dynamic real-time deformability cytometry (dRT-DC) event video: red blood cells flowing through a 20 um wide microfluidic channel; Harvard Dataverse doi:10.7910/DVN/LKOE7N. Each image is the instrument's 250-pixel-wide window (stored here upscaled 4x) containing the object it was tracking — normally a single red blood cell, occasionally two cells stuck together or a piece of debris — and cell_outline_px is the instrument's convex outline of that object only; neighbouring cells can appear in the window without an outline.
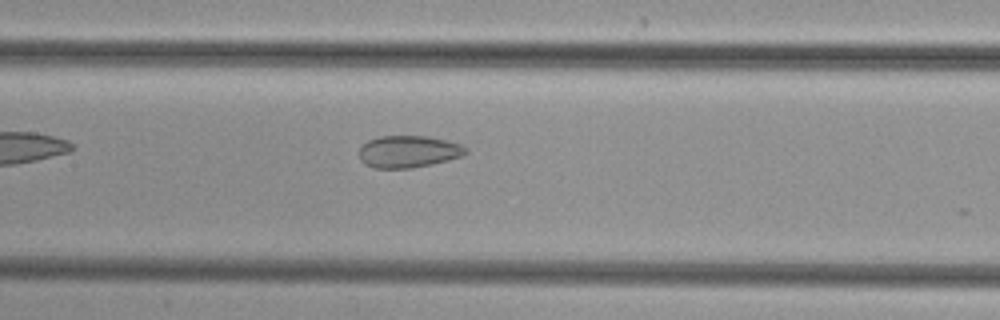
{"species": "common noctule bat (a hibernating species)", "species_latin": "Nyctalus noctula", "temperature_condition": "cold", "stored_images_in_passage": 15, "camera_frame_rate_fps": 3000, "um_per_image_px": 0.085, "animal": {"sex": "female", "body_mass_g": 29.2, "forearm_length_mm": 56.3}, "frame": {"image": 1, "passage_image": 8, "time_ms": 2.333, "image_size_px": [1000, 320], "cell_outline_px": [[468, 152], [464, 156], [432, 164], [412, 168], [372, 168], [364, 164], [360, 160], [360, 148], [368, 140], [380, 136], [428, 136], [460, 144], [468, 148]], "centroid_in_image_um": [34.73, 12.89], "position_along_channel_um": 172.7, "area_um2": 20.0}}
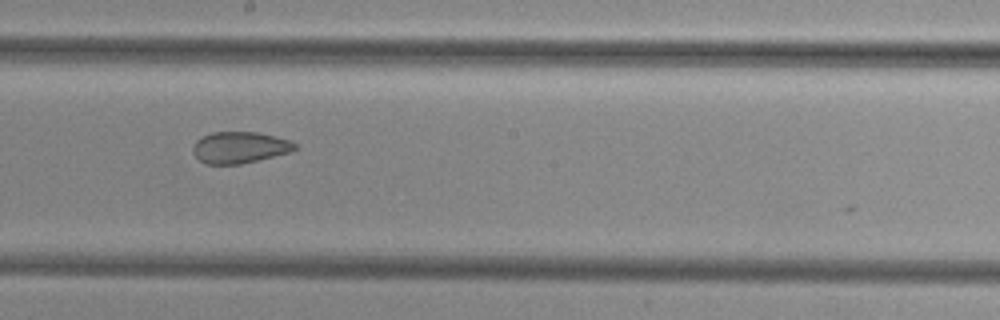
{"frame": {"image": 2, "passage_image": 12, "time_ms": 3.667, "image_size_px": [1000, 320], "cell_outline_px": [[296, 148], [292, 152], [240, 164], [204, 164], [192, 152], [192, 148], [196, 140], [212, 132], [256, 132], [276, 136], [288, 140], [296, 144]], "centroid_in_image_um": [20.36, 12.53], "position_along_channel_um": 227.8, "area_um2": 18.67}}